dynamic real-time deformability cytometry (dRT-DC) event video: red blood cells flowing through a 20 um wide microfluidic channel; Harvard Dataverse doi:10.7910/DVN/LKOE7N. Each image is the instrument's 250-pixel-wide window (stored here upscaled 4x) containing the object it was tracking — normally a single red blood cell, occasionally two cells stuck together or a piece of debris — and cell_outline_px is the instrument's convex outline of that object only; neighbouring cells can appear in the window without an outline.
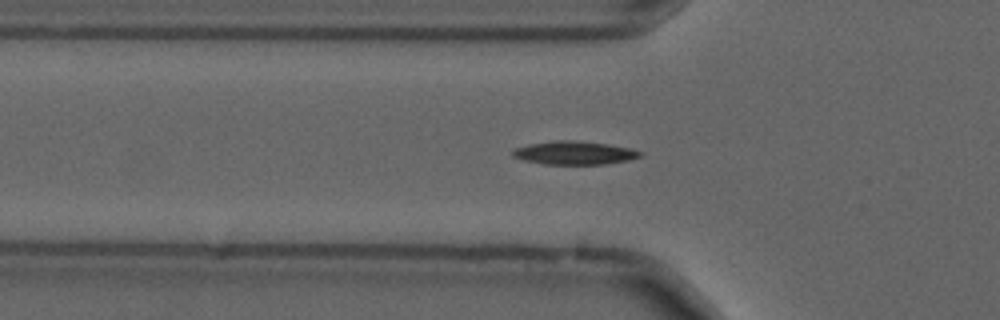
{"species": "common noctule bat (a hibernating species)", "species_latin": "Nyctalus noctula", "temperature_condition": "cold", "stored_images_in_passage": 55, "camera_frame_rate_fps": 3000, "um_per_image_px": 0.085, "animal": {"sex": "male", "forearm_length_mm": 52.5}, "frame": {"image": 1, "passage_image": 18, "time_ms": 5.667, "image_size_px": [1000, 320], "cell_outline_px": [[644, 156], [628, 160], [604, 164], [544, 164], [524, 160], [512, 156], [512, 152], [516, 148], [528, 144], [552, 140], [576, 140], [608, 144], [632, 148], [644, 152]], "centroid_in_image_um": [48.87, 12.98], "position_along_channel_um": 76.9, "area_um2": 17.51}}
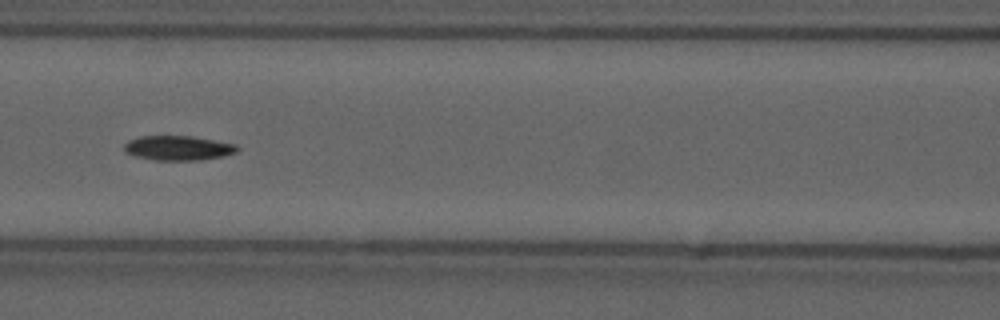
{"frame": {"image": 2, "passage_image": 24, "time_ms": 7.667, "image_size_px": [1000, 320], "cell_outline_px": [[240, 148], [236, 152], [224, 156], [200, 160], [156, 160], [136, 156], [124, 152], [124, 144], [128, 140], [140, 136], [192, 136], [236, 144]], "centroid_in_image_um": [15.14, 12.58], "position_along_channel_um": 151.5, "area_um2": 16.24}}
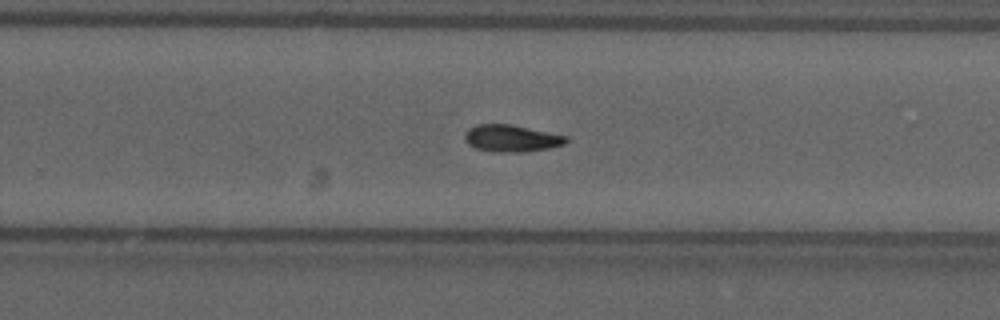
{"frame": {"image": 3, "passage_image": 35, "time_ms": 11.333, "image_size_px": [1000, 320], "cell_outline_px": [[568, 140], [564, 144], [552, 148], [524, 152], [496, 152], [476, 148], [468, 144], [464, 140], [464, 136], [468, 128], [476, 124], [512, 124], [568, 136]], "centroid_in_image_um": [43.48, 11.75], "position_along_channel_um": 286.3, "area_um2": 16.13}, "authors_computed_cell_mechanics": {"area_um2": 15.8372, "velocity_mm_per_s": 3.6957, "shape_relaxation_time_tau1_ms": 6.5325, "shape_relaxation_time_tau2_ms": null, "deformation_change_tau1": 0.1521, "deformation_change_tau2": null}}